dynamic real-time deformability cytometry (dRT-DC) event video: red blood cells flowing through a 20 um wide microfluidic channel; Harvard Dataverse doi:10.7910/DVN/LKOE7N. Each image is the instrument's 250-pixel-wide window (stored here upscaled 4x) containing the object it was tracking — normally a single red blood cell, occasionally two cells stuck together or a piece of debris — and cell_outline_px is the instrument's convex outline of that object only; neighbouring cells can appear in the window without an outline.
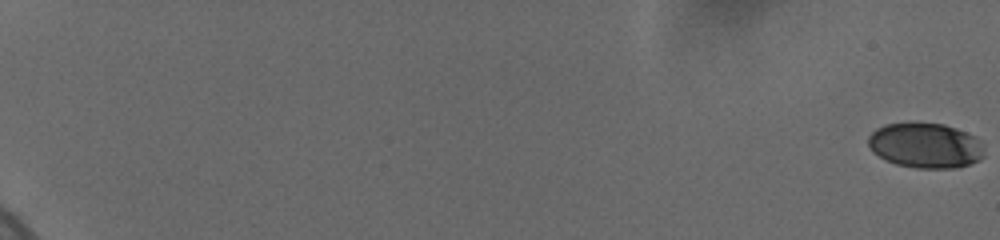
{"species": "human", "species_latin": "Homo sapiens", "temperature_condition": "cold", "stored_images_in_passage": 43, "camera_frame_rate_fps": 3000, "um_per_image_px": 0.085, "donor": {"sex": "female"}, "frame": {"image": 1, "passage_image": 1, "time_ms": 0.0, "image_size_px": [1000, 240], "cell_outline_px": [[984, 156], [980, 160], [956, 168], [916, 168], [896, 164], [884, 160], [872, 152], [868, 144], [868, 136], [876, 128], [884, 124], [944, 124], [956, 128], [976, 136], [980, 140], [984, 148]], "centroid_in_image_um": [78.67, 12.38], "position_along_channel_um": 6.3, "area_um2": 30.58}}
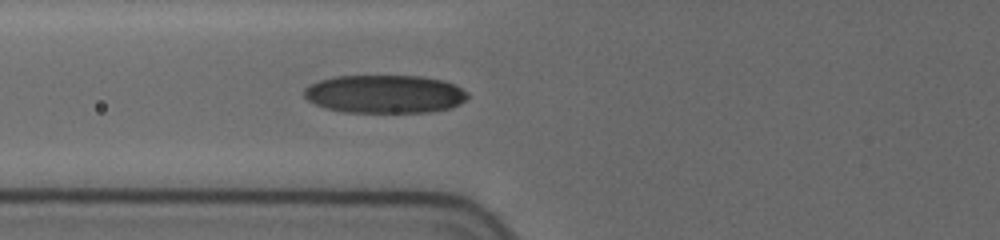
{"frame": {"image": 2, "passage_image": 22, "time_ms": 9.0, "image_size_px": [1000, 240], "cell_outline_px": [[468, 96], [460, 104], [452, 108], [428, 112], [344, 112], [324, 108], [308, 100], [304, 96], [304, 88], [320, 80], [336, 76], [420, 76], [444, 80], [468, 92]], "centroid_in_image_um": [32.71, 8.0], "position_along_channel_um": 93.1, "area_um2": 36.41}}
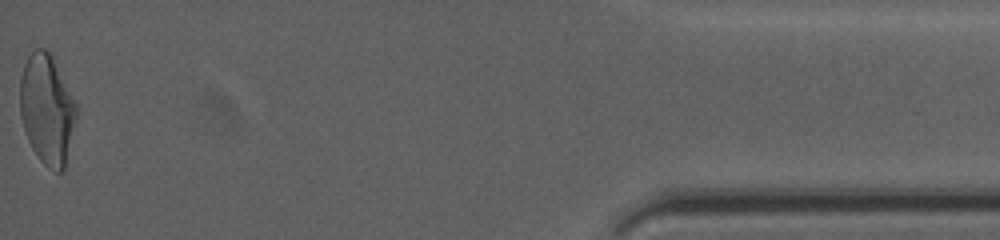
{"frame": {"image": 3, "passage_image": 43, "time_ms": 20.0, "image_size_px": [1000, 240], "cell_outline_px": [[76, 116], [64, 168], [60, 172], [56, 172], [48, 168], [40, 160], [32, 148], [28, 140], [20, 116], [20, 80], [24, 64], [32, 48], [48, 48], [76, 104]], "centroid_in_image_um": [3.96, 9.26], "position_along_channel_um": 431.2, "area_um2": 35.72}, "authors_computed_cell_mechanics": {"area_um2": 33.4084, "velocity_mm_per_s": 3.7064, "shape_relaxation_time_tau1_ms": 4.6663, "shape_relaxation_time_tau2_ms": 2.003, "deformation_change_tau1": 0.1569, "deformation_change_tau2": 0.0763}}